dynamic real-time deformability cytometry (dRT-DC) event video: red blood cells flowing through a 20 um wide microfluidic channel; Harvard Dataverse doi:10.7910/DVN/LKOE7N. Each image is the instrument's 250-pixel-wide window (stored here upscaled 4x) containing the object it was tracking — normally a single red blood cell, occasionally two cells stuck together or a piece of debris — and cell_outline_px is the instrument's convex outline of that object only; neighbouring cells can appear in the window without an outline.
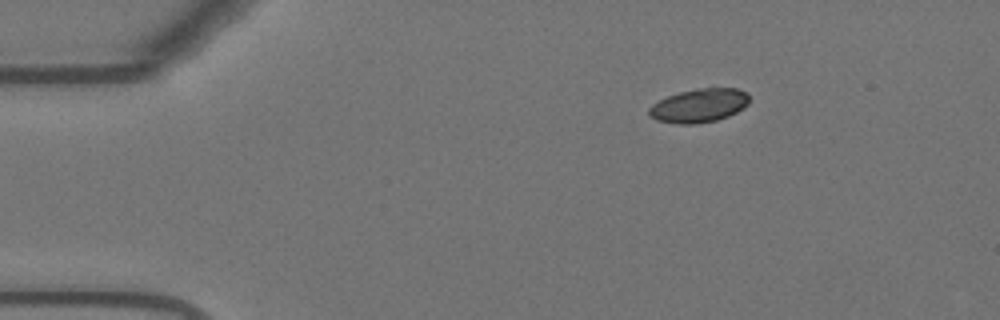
{"species": "Egyptian fruit bat (a non-hibernating species)", "species_latin": "Rousettus aegyptiacus", "temperature_condition": "warm", "stored_images_in_passage": 47, "camera_frame_rate_fps": 3000, "um_per_image_px": 0.085, "animal": {"sex": "female"}, "frame": {"image": 1, "passage_image": 1, "time_ms": 0.0, "image_size_px": [1000, 320], "cell_outline_px": [[748, 104], [744, 108], [728, 116], [716, 120], [696, 124], [680, 124], [656, 120], [648, 116], [648, 108], [652, 104], [668, 96], [680, 92], [696, 88], [736, 88], [748, 92]], "centroid_in_image_um": [59.41, 8.97], "position_along_channel_um": 25.6, "area_um2": 19.77}}
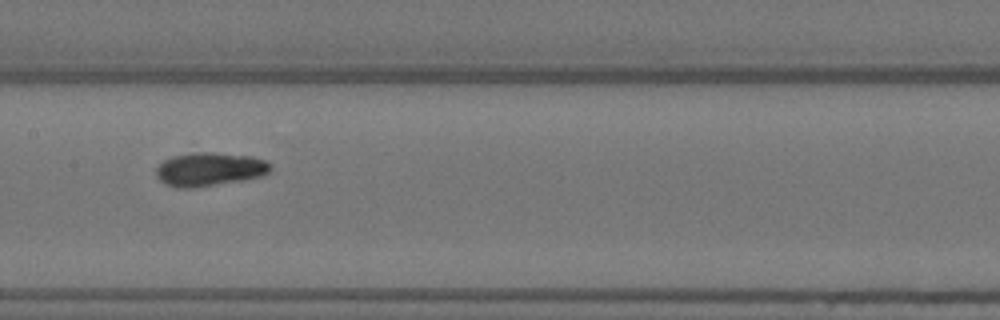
{"frame": {"image": 2, "passage_image": 20, "time_ms": 6.333, "image_size_px": [1000, 320], "cell_outline_px": [[272, 168], [268, 172], [260, 176], [244, 180], [192, 188], [176, 188], [160, 180], [156, 176], [156, 168], [164, 160], [172, 156], [200, 152], [212, 152], [252, 156], [264, 160]], "centroid_in_image_um": [17.8, 14.39], "position_along_channel_um": 189.6, "area_um2": 22.2}}
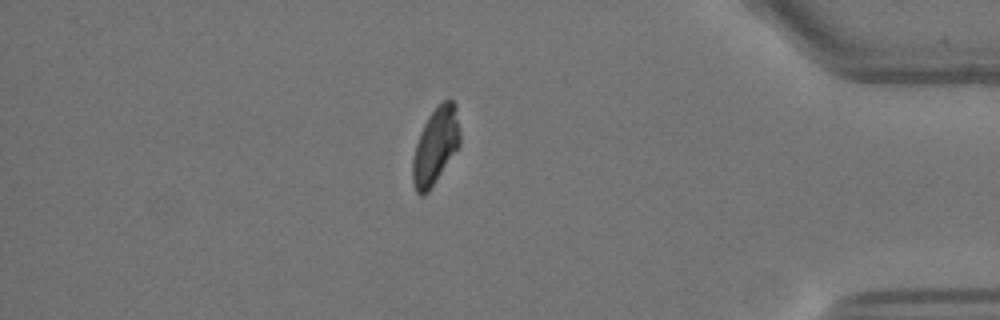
{"frame": {"image": 3, "passage_image": 40, "time_ms": 13.0, "image_size_px": [1000, 320], "cell_outline_px": [[460, 144], [428, 192], [424, 196], [420, 196], [416, 192], [412, 180], [412, 160], [416, 144], [420, 132], [428, 116], [444, 100], [452, 100], [456, 104], [460, 132]], "centroid_in_image_um": [37.01, 12.42], "position_along_channel_um": 398.2, "area_um2": 20.92}}